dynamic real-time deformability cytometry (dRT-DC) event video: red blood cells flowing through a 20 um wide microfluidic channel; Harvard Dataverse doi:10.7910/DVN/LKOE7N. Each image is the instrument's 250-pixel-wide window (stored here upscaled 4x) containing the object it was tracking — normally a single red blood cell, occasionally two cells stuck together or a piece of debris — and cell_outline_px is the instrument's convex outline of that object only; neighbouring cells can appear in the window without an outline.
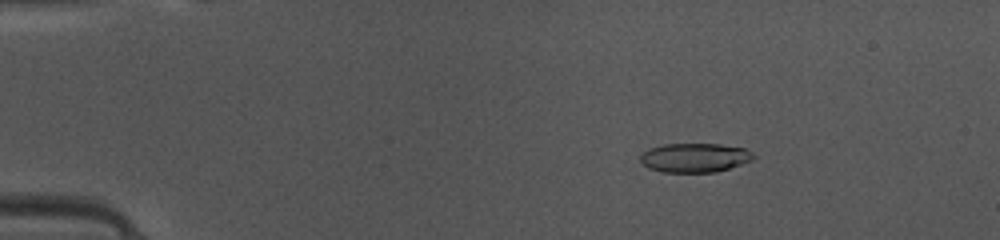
{"species": "common noctule bat (a hibernating species)", "species_latin": "Nyctalus noctula", "temperature_condition": "warm", "stored_images_in_passage": 48, "camera_frame_rate_fps": 3000, "um_per_image_px": 0.085, "animal": {"sex": "female", "body_mass_g": 10.0, "forearm_length_mm": 53.1}, "frame": {"image": 1, "passage_image": 8, "time_ms": 2.333, "image_size_px": [1000, 240], "cell_outline_px": [[756, 156], [752, 160], [716, 172], [664, 172], [648, 168], [640, 160], [640, 156], [648, 148], [664, 144], [720, 144], [744, 148], [752, 152]], "centroid_in_image_um": [59.05, 13.4], "position_along_channel_um": 26.0, "area_um2": 19.13}}
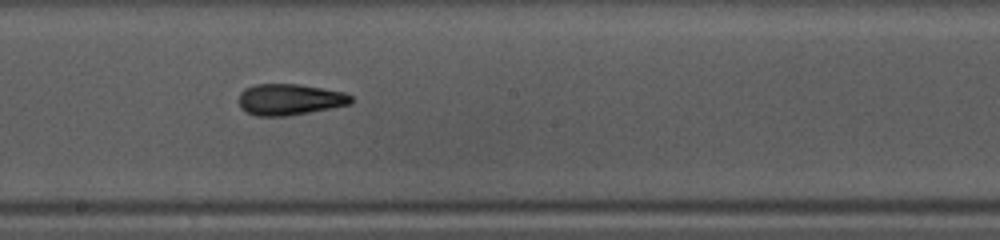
{"frame": {"image": 2, "passage_image": 27, "time_ms": 8.667, "image_size_px": [1000, 240], "cell_outline_px": [[352, 104], [332, 108], [288, 116], [256, 116], [240, 108], [240, 92], [244, 88], [256, 84], [300, 84], [344, 92], [352, 96]], "centroid_in_image_um": [24.64, 8.45], "position_along_channel_um": 223.6, "area_um2": 20.52}}
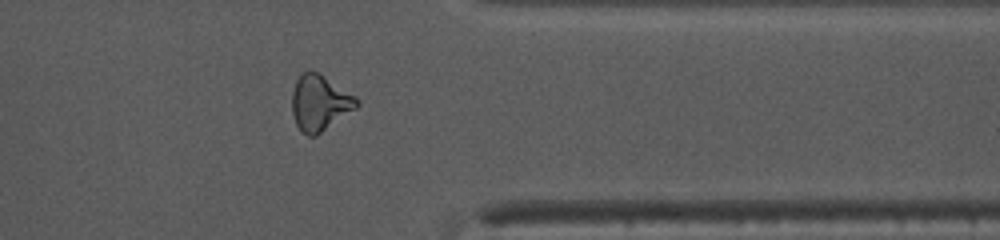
{"frame": {"image": 3, "passage_image": 39, "time_ms": 12.667, "image_size_px": [1000, 240], "cell_outline_px": [[360, 104], [356, 108], [316, 136], [308, 136], [296, 124], [292, 112], [292, 92], [296, 80], [300, 72], [316, 72], [356, 96], [360, 100]], "centroid_in_image_um": [27.18, 8.75], "position_along_channel_um": 384.2, "area_um2": 20.75}, "authors_computed_cell_mechanics": {"area_um2": 20.1722, "velocity_mm_per_s": 4.1729, "shape_relaxation_time_tau1_ms": 10.6316, "shape_relaxation_time_tau2_ms": 2.1123, "deformation_change_tau1": 0.2411, "deformation_change_tau2": 0.1106}}